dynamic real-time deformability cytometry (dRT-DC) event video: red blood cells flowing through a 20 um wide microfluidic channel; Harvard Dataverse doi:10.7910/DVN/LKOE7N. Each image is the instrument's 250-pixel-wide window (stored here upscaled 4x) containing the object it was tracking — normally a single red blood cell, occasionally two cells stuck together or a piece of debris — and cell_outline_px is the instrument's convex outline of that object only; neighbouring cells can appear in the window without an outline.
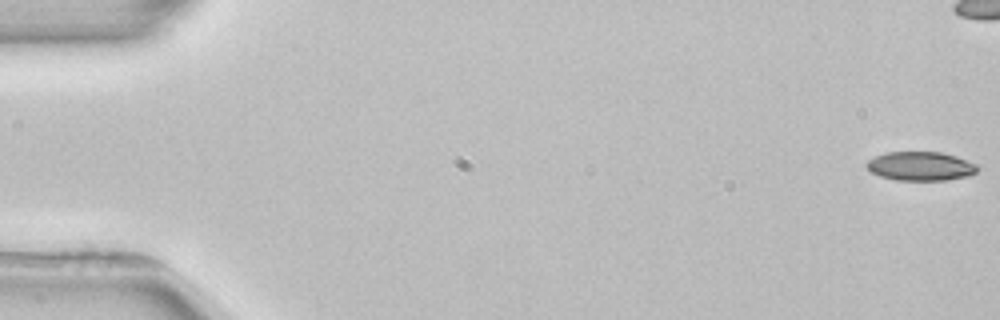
{"species": "common noctule bat (a hibernating species)", "species_latin": "Nyctalus noctula", "temperature_condition": "room temperature", "stored_images_in_passage": 6, "camera_frame_rate_fps": 3000, "um_per_image_px": 0.085, "animal": {"sex": "female", "body_mass_g": 22.7, "forearm_length_mm": 54.2}, "frame": {"image": 1, "passage_image": 1, "time_ms": 0.0, "image_size_px": [1000, 320], "cell_outline_px": [[980, 168], [976, 172], [968, 176], [944, 180], [896, 180], [880, 176], [872, 172], [864, 164], [868, 160], [884, 152], [940, 152], [956, 156], [976, 164]], "centroid_in_image_um": [78.24, 14.12], "position_along_channel_um": 6.8, "area_um2": 18.67}}